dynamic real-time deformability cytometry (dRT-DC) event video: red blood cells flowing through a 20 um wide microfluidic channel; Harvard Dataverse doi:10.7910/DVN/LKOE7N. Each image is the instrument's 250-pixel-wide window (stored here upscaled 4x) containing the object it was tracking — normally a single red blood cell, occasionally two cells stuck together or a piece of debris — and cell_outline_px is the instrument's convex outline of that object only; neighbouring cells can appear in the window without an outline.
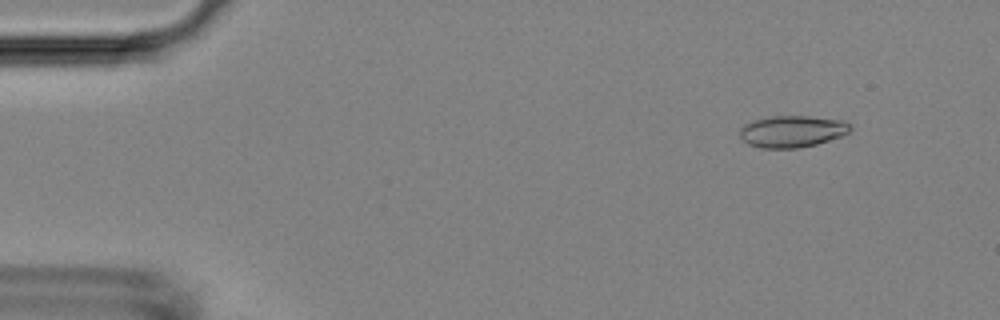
{"species": "Egyptian fruit bat (a non-hibernating species)", "species_latin": "Rousettus aegyptiacus", "temperature_condition": "room temperature", "stored_images_in_passage": 48, "camera_frame_rate_fps": 3000, "um_per_image_px": 0.085, "animal": {"sex": "female"}, "frame": {"image": 1, "passage_image": 1, "time_ms": 0.0, "image_size_px": [1000, 320], "cell_outline_px": [[852, 128], [848, 132], [840, 136], [816, 144], [796, 148], [760, 148], [748, 144], [740, 136], [740, 128], [744, 124], [752, 120], [772, 116], [808, 116], [844, 120], [852, 124]], "centroid_in_image_um": [67.33, 11.16], "position_along_channel_um": 17.7, "area_um2": 20.46}}
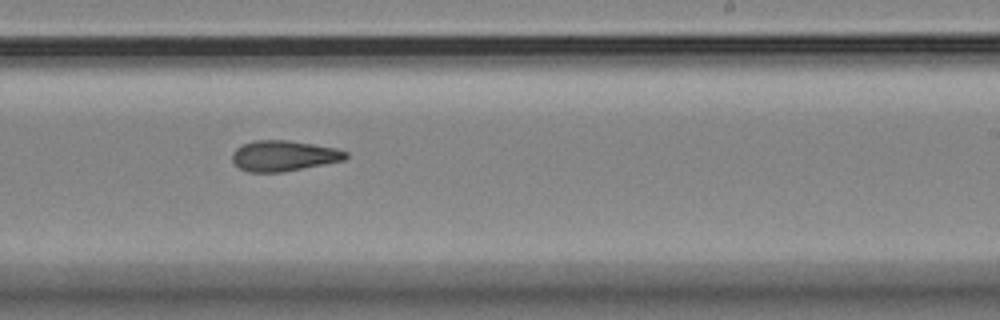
{"frame": {"image": 2, "passage_image": 28, "time_ms": 9.0, "image_size_px": [1000, 320], "cell_outline_px": [[348, 156], [344, 160], [324, 164], [280, 172], [248, 172], [240, 168], [232, 160], [232, 152], [236, 148], [252, 140], [288, 140], [336, 148], [348, 152]], "centroid_in_image_um": [24.1, 13.23], "position_along_channel_um": 264.9, "area_um2": 20.11}}
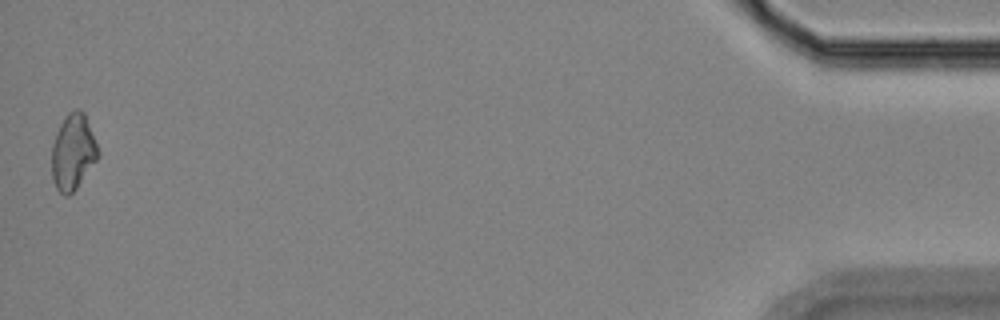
{"frame": {"image": 3, "passage_image": 48, "time_ms": 15.667, "image_size_px": [1000, 320], "cell_outline_px": [[100, 156], [76, 188], [68, 196], [64, 196], [56, 188], [52, 180], [52, 144], [56, 132], [64, 116], [68, 112], [76, 108], [80, 108], [84, 112], [100, 152]], "centroid_in_image_um": [6.2, 12.9], "position_along_channel_um": 429.0, "area_um2": 20.63}, "authors_computed_cell_mechanics": {"area_um2": 20.2878, "velocity_mm_per_s": 3.7865, "shape_relaxation_time_tau1_ms": null, "shape_relaxation_time_tau2_ms": 6.9823, "deformation_change_tau1": null, "deformation_change_tau2": 0.1537}}